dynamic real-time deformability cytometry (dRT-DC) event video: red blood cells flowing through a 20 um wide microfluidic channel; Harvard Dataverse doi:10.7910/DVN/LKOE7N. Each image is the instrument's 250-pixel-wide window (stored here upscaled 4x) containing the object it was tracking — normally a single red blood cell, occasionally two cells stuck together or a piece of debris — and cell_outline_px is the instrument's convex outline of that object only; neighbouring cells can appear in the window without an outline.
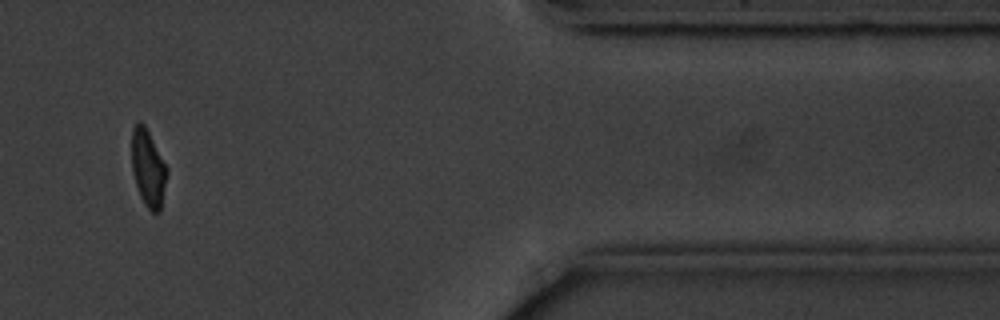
{"species": "common noctule bat (a hibernating species)", "species_latin": "Nyctalus noctula", "temperature_condition": "cold", "stored_images_in_passage": 14, "camera_frame_rate_fps": 3000, "um_per_image_px": 0.085, "animal": {"sex": "male", "body_mass_g": 20.1, "forearm_length_mm": 53.5}, "frame": {"image": 1, "passage_image": 12, "time_ms": 14.667, "image_size_px": [1000, 320], "cell_outline_px": [[168, 172], [160, 212], [152, 212], [144, 204], [140, 196], [132, 172], [132, 128], [136, 120], [140, 120], [144, 124], [168, 168]], "centroid_in_image_um": [12.59, 14.27], "position_along_channel_um": 398.8, "area_um2": 15.9}, "authors_computed_cell_mechanics": {"area_um2": 16.8487, "velocity_mm_per_s": 3.5594, "shape_relaxation_time_tau1_ms": 1.8948, "shape_relaxation_time_tau2_ms": null, "deformation_change_tau1": 0.0942, "deformation_change_tau2": null}}